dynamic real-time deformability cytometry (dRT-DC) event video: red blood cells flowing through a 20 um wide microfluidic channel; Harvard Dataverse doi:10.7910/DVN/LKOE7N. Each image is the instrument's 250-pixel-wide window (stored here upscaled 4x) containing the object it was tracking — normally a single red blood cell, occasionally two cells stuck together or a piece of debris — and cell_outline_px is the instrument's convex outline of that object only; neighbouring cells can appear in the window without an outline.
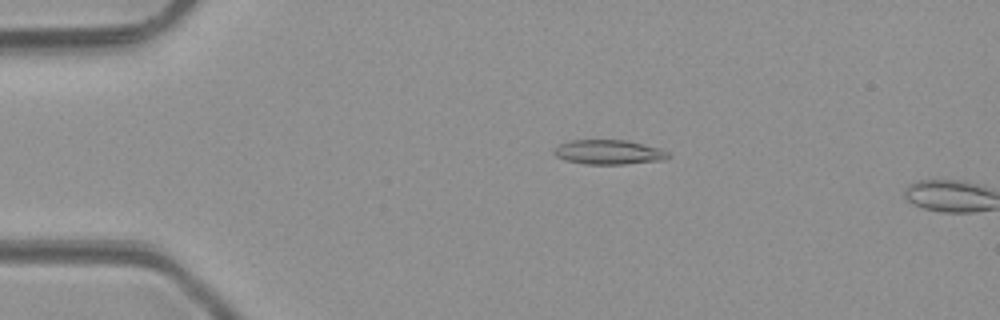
{"species": "common noctule bat (a hibernating species)", "species_latin": "Nyctalus noctula", "temperature_condition": "room temperature", "stored_images_in_passage": 2, "camera_frame_rate_fps": 3000, "um_per_image_px": 0.085, "animal": {"sex": "male", "body_mass_g": 23.1, "forearm_length_mm": 52.7}, "frame": {"image": 1, "passage_image": 1, "time_ms": 0.0, "image_size_px": [1000, 320], "cell_outline_px": [[672, 156], [664, 160], [624, 164], [584, 164], [564, 160], [556, 156], [552, 152], [560, 144], [572, 140], [628, 140], [660, 148], [668, 152]], "centroid_in_image_um": [51.77, 12.93], "position_along_channel_um": 33.2, "area_um2": 16.42}}